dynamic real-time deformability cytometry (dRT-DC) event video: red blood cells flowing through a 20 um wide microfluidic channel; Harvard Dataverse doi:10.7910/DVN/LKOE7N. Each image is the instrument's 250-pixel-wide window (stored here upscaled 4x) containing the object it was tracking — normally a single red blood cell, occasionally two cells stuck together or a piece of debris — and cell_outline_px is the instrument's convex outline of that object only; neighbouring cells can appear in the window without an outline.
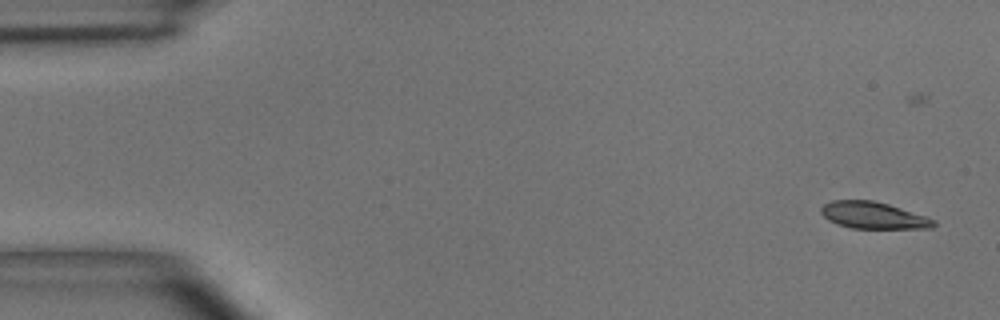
{"species": "common noctule bat (a hibernating species)", "species_latin": "Nyctalus noctula", "temperature_condition": "room temperature", "stored_images_in_passage": 6, "segment_of_instrument_passage": [1, 2], "camera_frame_rate_fps": 3000, "um_per_image_px": 0.085, "animal": {"sex": "male", "body_mass_g": 15.6}, "frame": {"image": 1, "passage_image": 1, "time_ms": 0.0, "image_size_px": [1000, 320], "cell_outline_px": [[936, 224], [932, 228], [852, 228], [836, 224], [828, 220], [820, 212], [820, 208], [824, 204], [832, 200], [872, 200], [888, 204], [936, 220]], "centroid_in_image_um": [74.19, 18.3], "position_along_channel_um": 10.8, "area_um2": 17.46}}
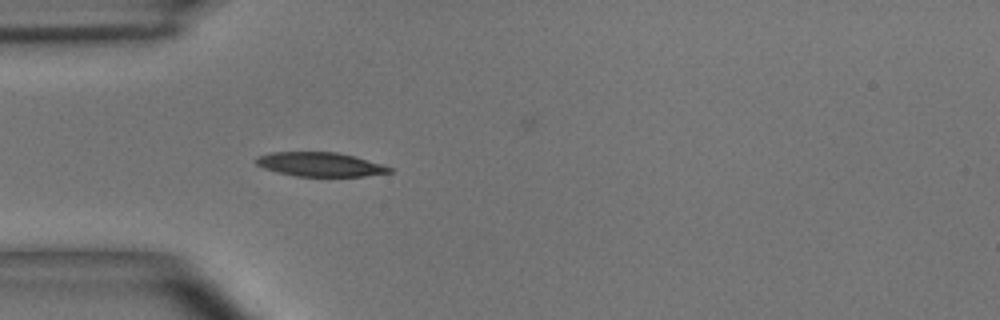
{"frame": {"image": 2, "passage_image": 5, "time_ms": 4.333, "image_size_px": [1000, 320], "cell_outline_px": [[392, 172], [364, 176], [296, 176], [264, 168], [256, 164], [256, 156], [268, 152], [336, 152], [384, 164], [392, 168]], "centroid_in_image_um": [27.2, 13.97], "position_along_channel_um": 57.8, "area_um2": 18.61}}